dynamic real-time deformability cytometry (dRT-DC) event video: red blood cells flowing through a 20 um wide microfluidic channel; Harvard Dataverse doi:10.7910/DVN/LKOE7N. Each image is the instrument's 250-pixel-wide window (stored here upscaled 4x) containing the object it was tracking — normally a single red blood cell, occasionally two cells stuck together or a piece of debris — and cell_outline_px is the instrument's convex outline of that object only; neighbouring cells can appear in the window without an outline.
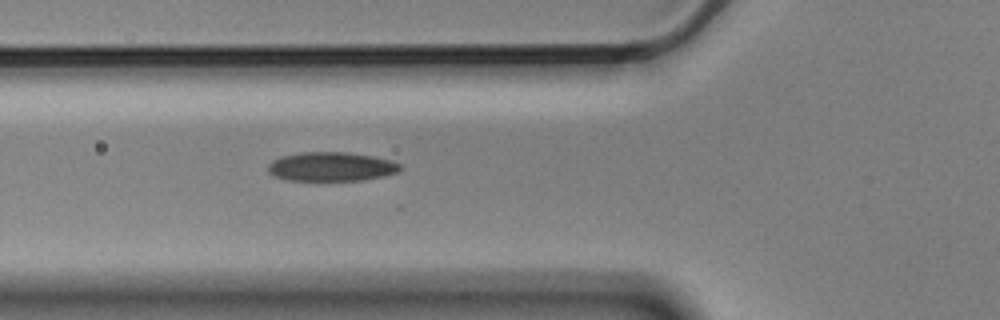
{"species": "Egyptian fruit bat (a non-hibernating species)", "species_latin": "Rousettus aegyptiacus", "temperature_condition": "cold", "stored_images_in_passage": 5, "camera_frame_rate_fps": 3000, "um_per_image_px": 0.085, "animal": {"sex": "male"}, "frame": {"image": 1, "passage_image": 5, "time_ms": 1.333, "image_size_px": [1000, 320], "cell_outline_px": [[400, 172], [384, 176], [360, 180], [288, 180], [272, 176], [268, 172], [268, 164], [272, 160], [280, 156], [304, 152], [344, 152], [372, 156], [388, 160], [400, 164]], "centroid_in_image_um": [28.11, 14.16], "position_along_channel_um": 97.7, "area_um2": 22.31}}